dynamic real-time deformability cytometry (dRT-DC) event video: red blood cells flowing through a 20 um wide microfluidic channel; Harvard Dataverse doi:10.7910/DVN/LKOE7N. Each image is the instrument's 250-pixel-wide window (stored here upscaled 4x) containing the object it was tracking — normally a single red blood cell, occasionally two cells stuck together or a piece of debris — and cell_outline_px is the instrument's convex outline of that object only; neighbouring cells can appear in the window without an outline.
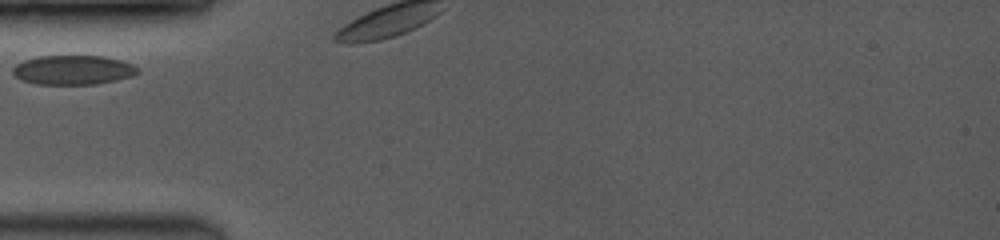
{"species": "common noctule bat (a hibernating species)", "species_latin": "Nyctalus noctula", "temperature_condition": "room temperature", "stored_images_in_passage": 2, "camera_frame_rate_fps": 3500, "um_per_image_px": 0.085, "animal": {"sex": "female", "body_mass_g": 19.0, "forearm_length_mm": 53.3}, "frame": {"image": 1, "passage_image": 1, "time_ms": 0.0, "image_size_px": [1000, 240], "cell_outline_px": [[140, 72], [132, 76], [116, 80], [96, 84], [36, 84], [20, 80], [12, 72], [12, 68], [16, 64], [24, 60], [36, 56], [104, 56], [120, 60], [132, 64], [140, 68]], "centroid_in_image_um": [6.21, 5.94], "position_along_channel_um": 78.8, "area_um2": 21.5}}